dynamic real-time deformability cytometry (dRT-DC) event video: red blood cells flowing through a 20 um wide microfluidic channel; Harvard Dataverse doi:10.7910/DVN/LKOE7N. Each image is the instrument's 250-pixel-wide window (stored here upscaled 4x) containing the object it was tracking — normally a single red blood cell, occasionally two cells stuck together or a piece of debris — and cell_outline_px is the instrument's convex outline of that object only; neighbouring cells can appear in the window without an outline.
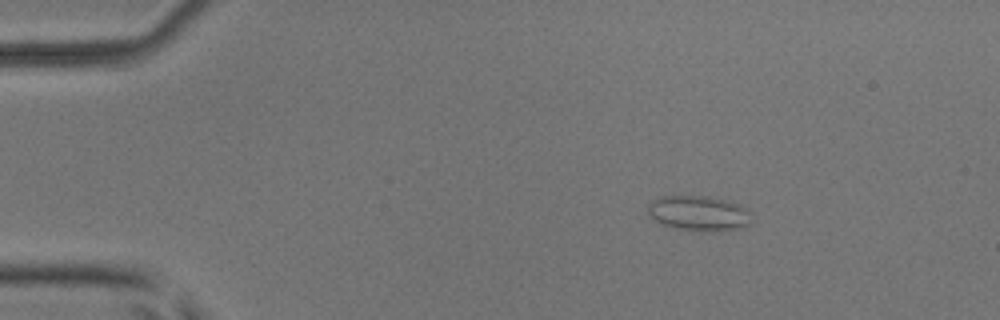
{"species": "common noctule bat (a hibernating species)", "species_latin": "Nyctalus noctula", "temperature_condition": "room temperature", "stored_images_in_passage": 6, "camera_frame_rate_fps": 3000, "um_per_image_px": 0.085, "animal": {"sex": "male", "body_mass_g": 17.9, "forearm_length_mm": 54.2}, "frame": {"image": 1, "passage_image": 3, "time_ms": 0.667, "image_size_px": [1000, 320], "cell_outline_px": [[752, 224], [740, 228], [676, 228], [660, 224], [648, 216], [648, 204], [652, 200], [660, 196], [708, 196], [740, 204], [748, 212]], "centroid_in_image_um": [59.32, 18.07], "position_along_channel_um": 25.7, "area_um2": 20.4}}